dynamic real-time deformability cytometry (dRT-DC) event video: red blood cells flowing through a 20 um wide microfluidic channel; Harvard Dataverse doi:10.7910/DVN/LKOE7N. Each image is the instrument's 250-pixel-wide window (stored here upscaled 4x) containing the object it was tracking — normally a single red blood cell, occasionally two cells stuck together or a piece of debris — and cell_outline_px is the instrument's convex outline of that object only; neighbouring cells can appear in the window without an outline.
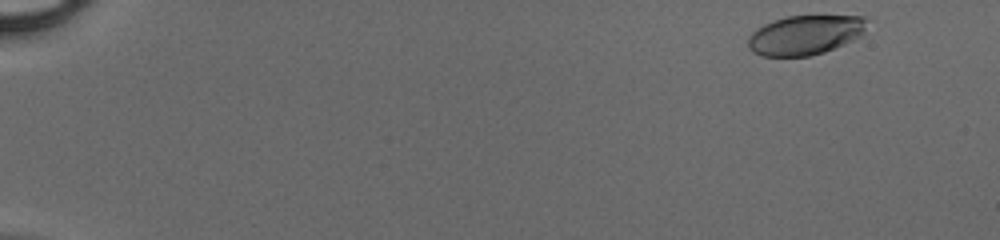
{"species": "human", "species_latin": "Homo sapiens", "temperature_condition": "cold", "stored_images_in_passage": 48, "camera_frame_rate_fps": 3000, "um_per_image_px": 0.085, "donor": {"sex": "male"}, "frame": {"image": 1, "passage_image": 2, "time_ms": 0.333, "image_size_px": [1000, 240], "cell_outline_px": [[864, 36], [824, 52], [808, 56], [760, 56], [752, 52], [748, 48], [748, 36], [756, 28], [772, 20], [788, 16], [864, 16]], "centroid_in_image_um": [68.39, 2.98], "position_along_channel_um": 16.6, "area_um2": 27.46}}
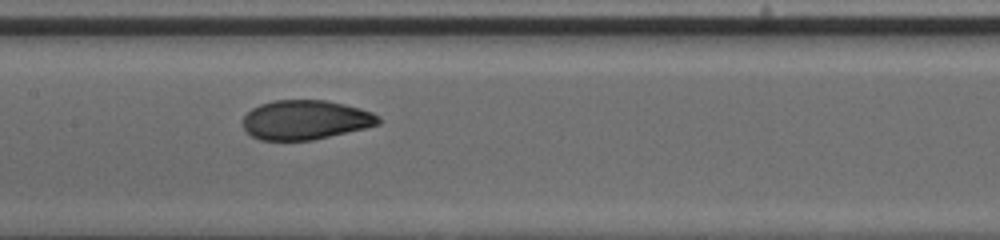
{"frame": {"image": 2, "passage_image": 25, "time_ms": 8.0, "image_size_px": [1000, 240], "cell_outline_px": [[380, 124], [364, 128], [312, 140], [260, 140], [252, 136], [244, 128], [244, 116], [252, 108], [260, 104], [272, 100], [324, 100], [344, 104], [360, 108], [372, 112], [380, 116]], "centroid_in_image_um": [25.97, 10.18], "position_along_channel_um": 181.4, "area_um2": 30.98}}
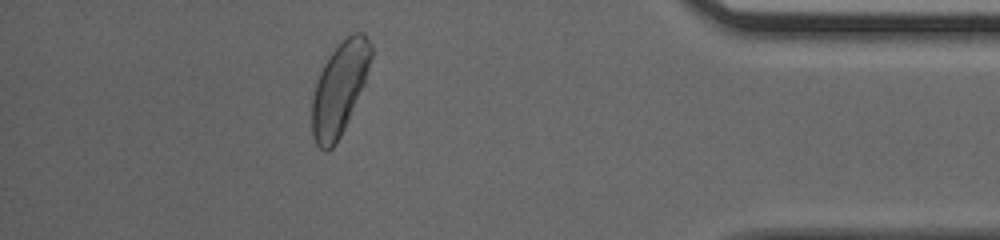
{"frame": {"image": 3, "passage_image": 43, "time_ms": 14.0, "image_size_px": [1000, 240], "cell_outline_px": [[372, 56], [364, 84], [348, 120], [336, 144], [328, 152], [324, 152], [316, 144], [312, 136], [312, 96], [316, 80], [328, 56], [352, 32], [364, 32], [372, 44]], "centroid_in_image_um": [28.85, 7.54], "position_along_channel_um": 406.4, "area_um2": 31.79}}